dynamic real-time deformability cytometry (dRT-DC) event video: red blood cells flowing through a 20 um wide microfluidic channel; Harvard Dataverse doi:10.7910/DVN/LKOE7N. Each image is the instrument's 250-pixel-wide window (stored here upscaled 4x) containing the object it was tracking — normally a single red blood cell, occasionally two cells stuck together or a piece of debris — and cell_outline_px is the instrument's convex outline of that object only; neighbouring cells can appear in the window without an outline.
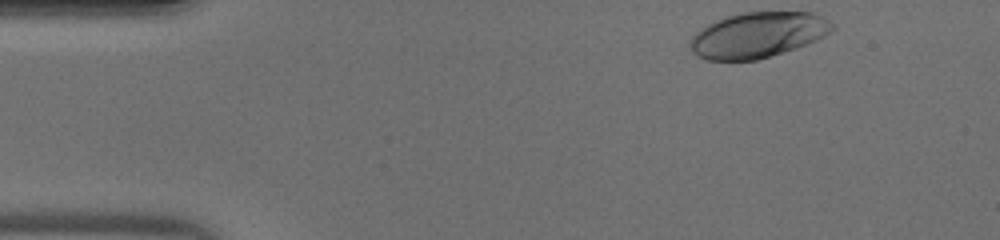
{"species": "human", "species_latin": "Homo sapiens", "temperature_condition": "warm", "stored_images_in_passage": 33, "camera_frame_rate_fps": 3000, "um_per_image_px": 0.085, "donor": {"sex": "male"}, "frame": {"image": 1, "passage_image": 1, "time_ms": 0.0, "image_size_px": [1000, 240], "cell_outline_px": [[836, 28], [824, 36], [816, 40], [796, 48], [756, 60], [708, 60], [692, 52], [688, 48], [688, 40], [700, 28], [716, 20], [740, 12], [812, 12], [836, 24]], "centroid_in_image_um": [64.4, 2.96], "position_along_channel_um": 20.6, "area_um2": 37.8}}
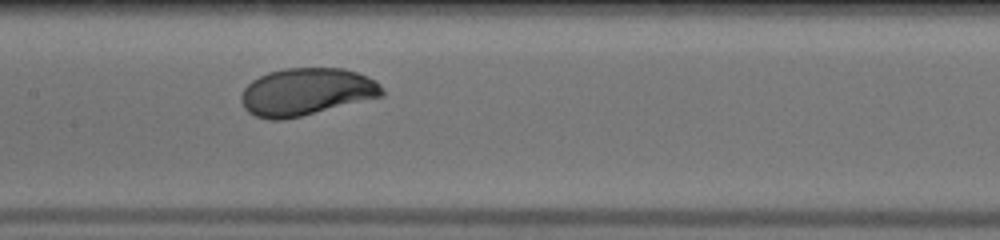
{"frame": {"image": 2, "passage_image": 18, "time_ms": 5.667, "image_size_px": [1000, 240], "cell_outline_px": [[384, 96], [284, 120], [272, 120], [256, 116], [248, 112], [244, 108], [240, 100], [240, 96], [244, 88], [252, 80], [268, 72], [284, 68], [344, 68], [368, 76], [376, 80], [380, 84], [384, 92]], "centroid_in_image_um": [26.04, 7.8], "position_along_channel_um": 181.4, "area_um2": 39.07}}
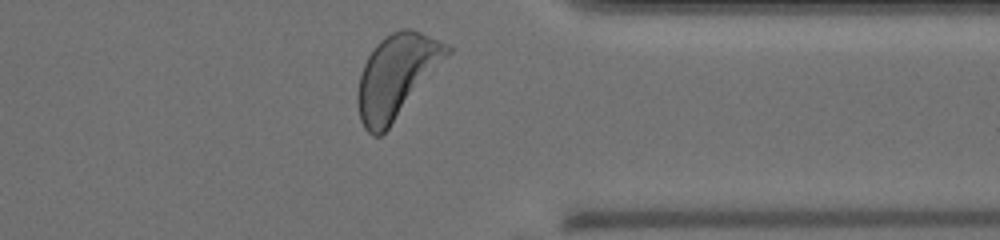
{"frame": {"image": 3, "passage_image": 32, "time_ms": 10.333, "image_size_px": [1000, 240], "cell_outline_px": [[452, 52], [388, 128], [380, 136], [372, 136], [364, 128], [360, 120], [356, 100], [356, 92], [360, 72], [368, 56], [376, 44], [384, 36], [392, 32], [404, 28], [408, 28], [420, 32], [448, 44], [452, 48]], "centroid_in_image_um": [33.68, 6.46], "position_along_channel_um": 377.7, "area_um2": 43.23}}